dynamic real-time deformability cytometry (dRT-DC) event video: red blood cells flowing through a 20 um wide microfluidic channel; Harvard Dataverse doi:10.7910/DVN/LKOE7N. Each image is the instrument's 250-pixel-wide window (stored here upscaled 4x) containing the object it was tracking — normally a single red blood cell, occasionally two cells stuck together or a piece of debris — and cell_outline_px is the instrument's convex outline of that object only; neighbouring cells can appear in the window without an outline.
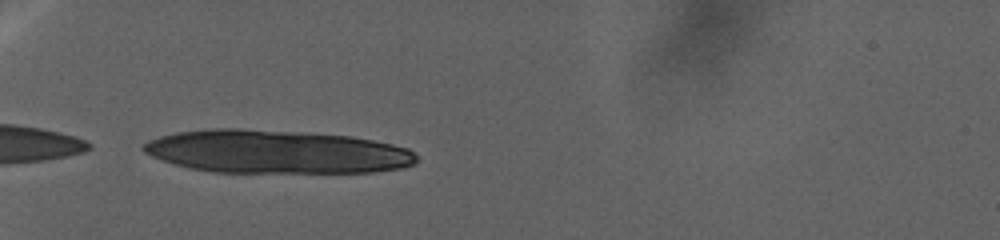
{"species": "human", "species_latin": "Homo sapiens", "temperature_condition": "warm", "stored_images_in_passage": 11, "camera_frame_rate_fps": 3000, "um_per_image_px": 0.085, "donor": {"sex": "female"}, "frame": {"image": 1, "passage_image": 1, "time_ms": 0.0, "image_size_px": [1000, 240], "cell_outline_px": [[416, 160], [412, 164], [400, 168], [372, 172], [212, 172], [188, 168], [152, 156], [144, 152], [140, 148], [148, 140], [160, 136], [176, 132], [208, 128], [240, 128], [300, 132], [352, 136], [392, 144], [408, 148], [416, 156]], "centroid_in_image_um": [23.44, 12.89], "position_along_channel_um": 61.6, "area_um2": 68.9}}